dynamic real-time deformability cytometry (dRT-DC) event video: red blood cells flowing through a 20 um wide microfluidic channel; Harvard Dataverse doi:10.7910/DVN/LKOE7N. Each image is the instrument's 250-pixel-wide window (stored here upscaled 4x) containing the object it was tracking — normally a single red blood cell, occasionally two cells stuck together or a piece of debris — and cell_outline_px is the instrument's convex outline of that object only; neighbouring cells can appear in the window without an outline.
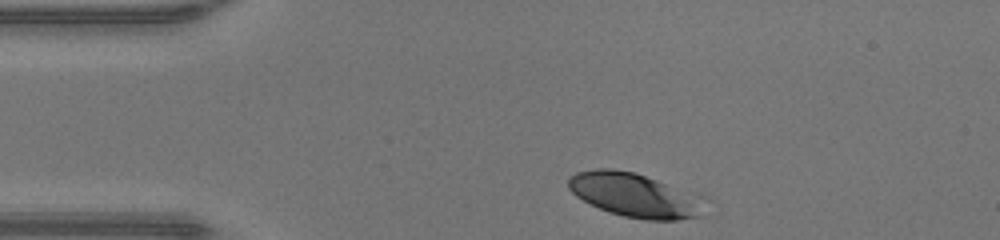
{"species": "human", "species_latin": "Homo sapiens", "temperature_condition": "warm", "stored_images_in_passage": 31, "camera_frame_rate_fps": 3000, "um_per_image_px": 0.085, "donor": {"sex": "male"}, "frame": {"image": 1, "passage_image": 1, "time_ms": 0.0, "image_size_px": [1000, 240], "cell_outline_px": [[712, 200], [700, 216], [676, 220], [648, 220], [624, 216], [608, 212], [576, 196], [568, 188], [568, 180], [576, 172], [596, 168], [612, 168], [636, 172], [700, 192], [708, 196]], "centroid_in_image_um": [54.15, 16.57], "position_along_channel_um": 30.8, "area_um2": 36.41}}
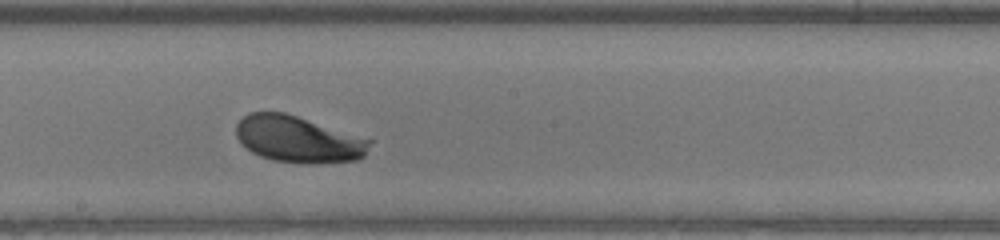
{"frame": {"image": 2, "passage_image": 18, "time_ms": 5.667, "image_size_px": [1000, 240], "cell_outline_px": [[372, 140], [364, 156], [356, 160], [312, 164], [308, 164], [272, 160], [260, 156], [252, 152], [240, 144], [236, 136], [236, 124], [248, 112], [284, 112]], "centroid_in_image_um": [25.3, 11.85], "position_along_channel_um": 222.9, "area_um2": 36.07}}
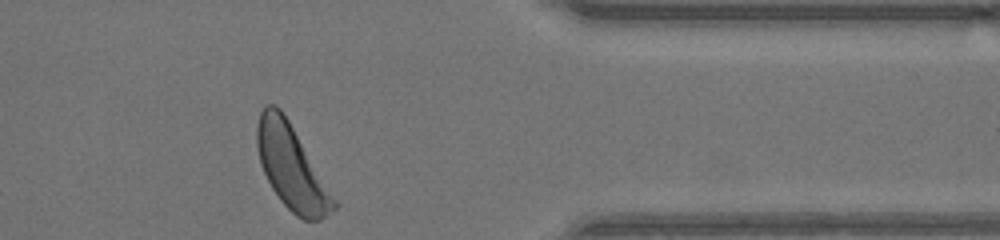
{"frame": {"image": 3, "passage_image": 31, "time_ms": 10.0, "image_size_px": [1000, 240], "cell_outline_px": [[340, 204], [332, 212], [320, 220], [304, 220], [296, 216], [280, 200], [272, 188], [260, 164], [256, 144], [256, 124], [260, 112], [268, 104], [276, 104], [280, 108], [288, 120]], "centroid_in_image_um": [24.79, 14.24], "position_along_channel_um": 386.6, "area_um2": 37.57}, "authors_computed_cell_mechanics": {"area_um2": 35.9516, "velocity_mm_per_s": 4.2488, "shape_relaxation_time_tau1_ms": 2.7857, "shape_relaxation_time_tau2_ms": null, "deformation_change_tau1": 0.1311, "deformation_change_tau2": null}}